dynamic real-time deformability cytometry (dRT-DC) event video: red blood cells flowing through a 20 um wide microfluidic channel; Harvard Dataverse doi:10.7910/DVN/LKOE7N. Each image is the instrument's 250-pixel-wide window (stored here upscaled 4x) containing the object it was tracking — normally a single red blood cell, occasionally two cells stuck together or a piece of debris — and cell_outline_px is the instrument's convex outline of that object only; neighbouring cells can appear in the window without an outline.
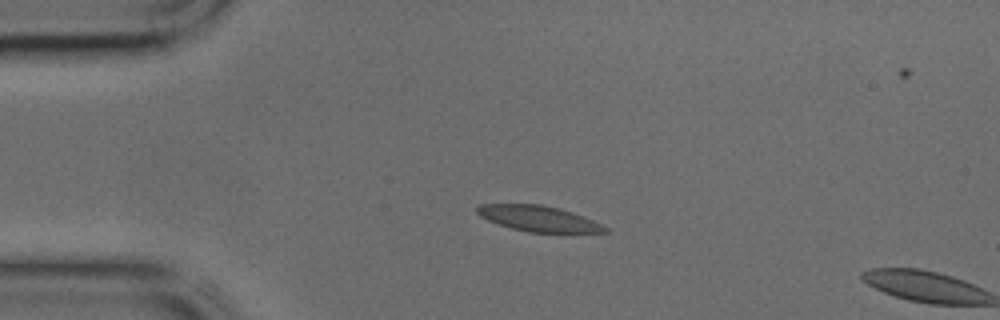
{"species": "common noctule bat (a hibernating species)", "species_latin": "Nyctalus noctula", "temperature_condition": "cold", "stored_images_in_passage": 2, "camera_frame_rate_fps": 3000, "um_per_image_px": 0.085, "animal": {"sex": "male", "body_mass_g": 17.9, "forearm_length_mm": 54.2}, "frame": {"image": 1, "passage_image": 1, "time_ms": 0.0, "image_size_px": [1000, 320], "cell_outline_px": [[608, 232], [528, 232], [512, 228], [488, 220], [480, 216], [476, 212], [476, 208], [480, 204], [540, 204], [560, 208], [572, 212], [592, 220], [608, 228]], "centroid_in_image_um": [45.75, 18.57], "position_along_channel_um": 39.3, "area_um2": 18.84}}